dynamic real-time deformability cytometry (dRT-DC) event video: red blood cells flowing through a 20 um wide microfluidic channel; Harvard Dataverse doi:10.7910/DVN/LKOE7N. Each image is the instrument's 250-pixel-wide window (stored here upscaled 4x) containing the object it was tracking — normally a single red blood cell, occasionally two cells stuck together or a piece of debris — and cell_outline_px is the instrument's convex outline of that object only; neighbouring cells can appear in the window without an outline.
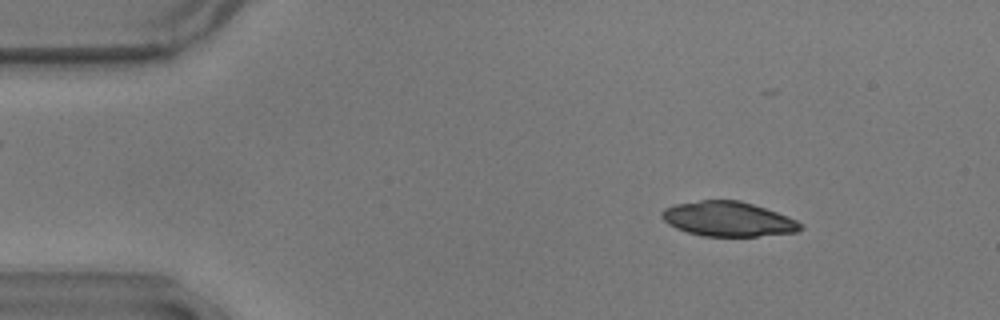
{"species": "common noctule bat (a hibernating species)", "species_latin": "Nyctalus noctula", "temperature_condition": "warm", "stored_images_in_passage": 16, "camera_frame_rate_fps": 3000, "um_per_image_px": 0.085, "animal": {"sex": "male", "body_mass_g": 17.9}, "frame": {"image": 1, "passage_image": 7, "time_ms": 2.0, "image_size_px": [1000, 320], "cell_outline_px": [[804, 228], [796, 232], [756, 236], [704, 236], [688, 232], [676, 228], [668, 224], [660, 216], [660, 212], [664, 208], [676, 204], [700, 200], [740, 200], [788, 216], [804, 224]], "centroid_in_image_um": [61.89, 18.61], "position_along_channel_um": 23.1, "area_um2": 28.03}}